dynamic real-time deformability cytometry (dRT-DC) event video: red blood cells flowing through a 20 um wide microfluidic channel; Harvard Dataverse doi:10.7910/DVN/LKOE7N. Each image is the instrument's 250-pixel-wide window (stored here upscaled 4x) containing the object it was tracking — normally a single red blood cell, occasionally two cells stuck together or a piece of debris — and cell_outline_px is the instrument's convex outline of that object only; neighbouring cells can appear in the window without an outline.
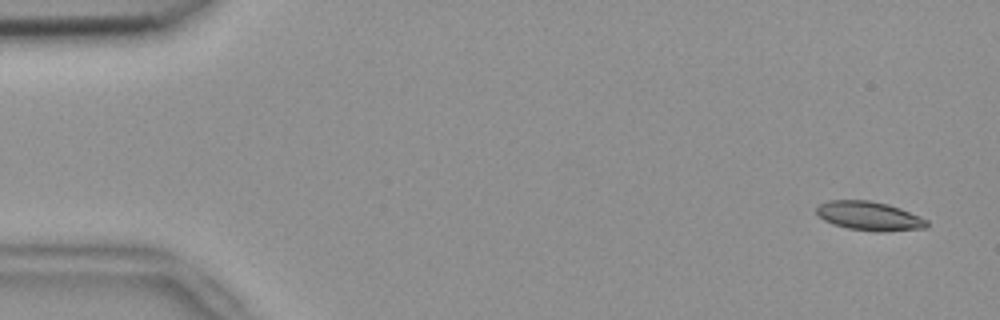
{"species": "common noctule bat (a hibernating species)", "species_latin": "Nyctalus noctula", "temperature_condition": "room temperature", "stored_images_in_passage": 53, "camera_frame_rate_fps": 3000, "um_per_image_px": 0.085, "animal": {"sex": "female", "body_mass_g": 18.4}, "frame": {"image": 1, "passage_image": 2, "time_ms": 0.333, "image_size_px": [1000, 320], "cell_outline_px": [[928, 224], [924, 228], [884, 232], [872, 232], [848, 228], [832, 224], [824, 220], [816, 212], [816, 208], [820, 204], [828, 200], [868, 200], [888, 204], [900, 208], [920, 216], [928, 220]], "centroid_in_image_um": [73.89, 18.36], "position_along_channel_um": 11.1, "area_um2": 18.73}}
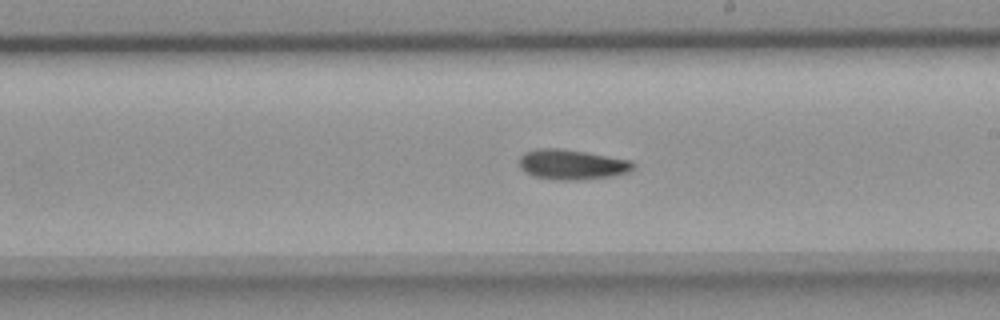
{"frame": {"image": 2, "passage_image": 30, "time_ms": 9.667, "image_size_px": [1000, 320], "cell_outline_px": [[636, 164], [628, 172], [612, 176], [576, 180], [552, 180], [532, 176], [524, 172], [520, 168], [520, 156], [524, 152], [540, 148], [560, 148], [632, 160]], "centroid_in_image_um": [48.58, 13.99], "position_along_channel_um": 240.4, "area_um2": 20.06}}
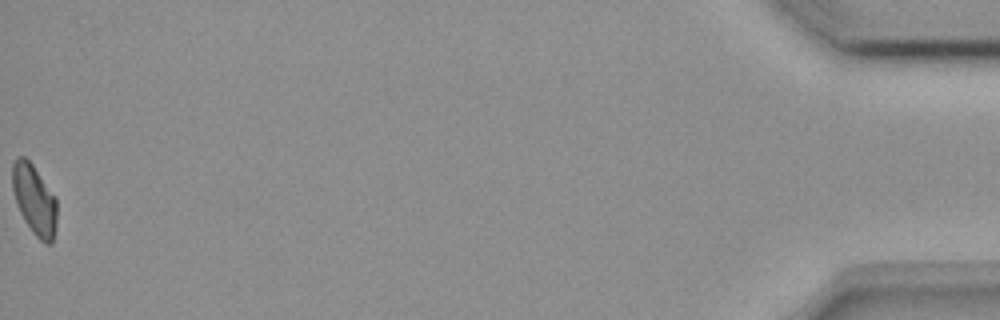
{"frame": {"image": 3, "passage_image": 53, "time_ms": 17.333, "image_size_px": [1000, 320], "cell_outline_px": [[56, 224], [52, 244], [44, 244], [32, 232], [24, 220], [16, 204], [12, 188], [12, 164], [16, 156], [24, 156], [32, 164], [56, 196]], "centroid_in_image_um": [2.91, 16.97], "position_along_channel_um": 432.3, "area_um2": 18.38}, "authors_computed_cell_mechanics": {"area_um2": 18.8428, "velocity_mm_per_s": 3.8126, "shape_relaxation_time_tau1_ms": null, "shape_relaxation_time_tau2_ms": 7.5569, "deformation_change_tau1": null, "deformation_change_tau2": 0.137}}